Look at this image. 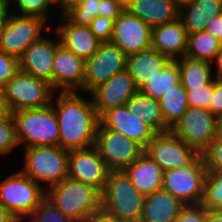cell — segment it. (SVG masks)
I'll return each instance as SVG.
<instances>
[{"mask_svg": "<svg viewBox=\"0 0 222 222\" xmlns=\"http://www.w3.org/2000/svg\"><path fill=\"white\" fill-rule=\"evenodd\" d=\"M51 104L59 125L58 145L68 151L95 146L99 117L92 100L77 91L61 92Z\"/></svg>", "mask_w": 222, "mask_h": 222, "instance_id": "1", "label": "cell"}, {"mask_svg": "<svg viewBox=\"0 0 222 222\" xmlns=\"http://www.w3.org/2000/svg\"><path fill=\"white\" fill-rule=\"evenodd\" d=\"M46 198L75 222H84L101 209V192L69 177L47 189Z\"/></svg>", "mask_w": 222, "mask_h": 222, "instance_id": "2", "label": "cell"}, {"mask_svg": "<svg viewBox=\"0 0 222 222\" xmlns=\"http://www.w3.org/2000/svg\"><path fill=\"white\" fill-rule=\"evenodd\" d=\"M144 198L124 171H110L101 192V209L120 221H140Z\"/></svg>", "mask_w": 222, "mask_h": 222, "instance_id": "3", "label": "cell"}, {"mask_svg": "<svg viewBox=\"0 0 222 222\" xmlns=\"http://www.w3.org/2000/svg\"><path fill=\"white\" fill-rule=\"evenodd\" d=\"M18 144L24 148L58 146L59 125L52 104L44 108L13 111Z\"/></svg>", "mask_w": 222, "mask_h": 222, "instance_id": "4", "label": "cell"}, {"mask_svg": "<svg viewBox=\"0 0 222 222\" xmlns=\"http://www.w3.org/2000/svg\"><path fill=\"white\" fill-rule=\"evenodd\" d=\"M24 149V166L21 172L38 184H45V190L68 177V150L59 145Z\"/></svg>", "mask_w": 222, "mask_h": 222, "instance_id": "5", "label": "cell"}, {"mask_svg": "<svg viewBox=\"0 0 222 222\" xmlns=\"http://www.w3.org/2000/svg\"><path fill=\"white\" fill-rule=\"evenodd\" d=\"M46 198V190L20 170L0 181V203L19 222H24Z\"/></svg>", "mask_w": 222, "mask_h": 222, "instance_id": "6", "label": "cell"}, {"mask_svg": "<svg viewBox=\"0 0 222 222\" xmlns=\"http://www.w3.org/2000/svg\"><path fill=\"white\" fill-rule=\"evenodd\" d=\"M207 167L203 154L190 164L164 171L162 190L169 192L184 204H202Z\"/></svg>", "mask_w": 222, "mask_h": 222, "instance_id": "7", "label": "cell"}, {"mask_svg": "<svg viewBox=\"0 0 222 222\" xmlns=\"http://www.w3.org/2000/svg\"><path fill=\"white\" fill-rule=\"evenodd\" d=\"M2 89L11 112L44 108L51 104L55 95L48 82L21 70Z\"/></svg>", "mask_w": 222, "mask_h": 222, "instance_id": "8", "label": "cell"}, {"mask_svg": "<svg viewBox=\"0 0 222 222\" xmlns=\"http://www.w3.org/2000/svg\"><path fill=\"white\" fill-rule=\"evenodd\" d=\"M170 131L203 154L219 132V119L207 108L189 107Z\"/></svg>", "mask_w": 222, "mask_h": 222, "instance_id": "9", "label": "cell"}, {"mask_svg": "<svg viewBox=\"0 0 222 222\" xmlns=\"http://www.w3.org/2000/svg\"><path fill=\"white\" fill-rule=\"evenodd\" d=\"M47 21L38 16L9 13L0 28V49L19 58L41 36Z\"/></svg>", "mask_w": 222, "mask_h": 222, "instance_id": "10", "label": "cell"}, {"mask_svg": "<svg viewBox=\"0 0 222 222\" xmlns=\"http://www.w3.org/2000/svg\"><path fill=\"white\" fill-rule=\"evenodd\" d=\"M95 147L110 171H123L145 151L135 141L105 128L100 122L96 131Z\"/></svg>", "mask_w": 222, "mask_h": 222, "instance_id": "11", "label": "cell"}, {"mask_svg": "<svg viewBox=\"0 0 222 222\" xmlns=\"http://www.w3.org/2000/svg\"><path fill=\"white\" fill-rule=\"evenodd\" d=\"M127 55L111 41L101 42L98 50L85 60L83 92L88 94L126 69Z\"/></svg>", "mask_w": 222, "mask_h": 222, "instance_id": "12", "label": "cell"}, {"mask_svg": "<svg viewBox=\"0 0 222 222\" xmlns=\"http://www.w3.org/2000/svg\"><path fill=\"white\" fill-rule=\"evenodd\" d=\"M163 171L190 164L199 153L171 131L156 134L144 151Z\"/></svg>", "mask_w": 222, "mask_h": 222, "instance_id": "13", "label": "cell"}, {"mask_svg": "<svg viewBox=\"0 0 222 222\" xmlns=\"http://www.w3.org/2000/svg\"><path fill=\"white\" fill-rule=\"evenodd\" d=\"M110 170L95 146L69 151L68 177L103 191Z\"/></svg>", "mask_w": 222, "mask_h": 222, "instance_id": "14", "label": "cell"}, {"mask_svg": "<svg viewBox=\"0 0 222 222\" xmlns=\"http://www.w3.org/2000/svg\"><path fill=\"white\" fill-rule=\"evenodd\" d=\"M152 28L126 9L115 19L111 42L127 56L151 48Z\"/></svg>", "mask_w": 222, "mask_h": 222, "instance_id": "15", "label": "cell"}, {"mask_svg": "<svg viewBox=\"0 0 222 222\" xmlns=\"http://www.w3.org/2000/svg\"><path fill=\"white\" fill-rule=\"evenodd\" d=\"M138 90L133 77L125 69L94 88L89 95L100 118L109 109L125 105Z\"/></svg>", "mask_w": 222, "mask_h": 222, "instance_id": "16", "label": "cell"}, {"mask_svg": "<svg viewBox=\"0 0 222 222\" xmlns=\"http://www.w3.org/2000/svg\"><path fill=\"white\" fill-rule=\"evenodd\" d=\"M58 42L41 36L33 42L19 57V69L29 73L37 79L48 82L53 88V59L57 47L61 44L60 38Z\"/></svg>", "mask_w": 222, "mask_h": 222, "instance_id": "17", "label": "cell"}, {"mask_svg": "<svg viewBox=\"0 0 222 222\" xmlns=\"http://www.w3.org/2000/svg\"><path fill=\"white\" fill-rule=\"evenodd\" d=\"M99 121L105 128L123 134L144 149L156 135L137 115L130 113L126 105L109 109Z\"/></svg>", "mask_w": 222, "mask_h": 222, "instance_id": "18", "label": "cell"}, {"mask_svg": "<svg viewBox=\"0 0 222 222\" xmlns=\"http://www.w3.org/2000/svg\"><path fill=\"white\" fill-rule=\"evenodd\" d=\"M85 60L67 50L62 44L53 59V89L61 92L83 91ZM59 89V90H58Z\"/></svg>", "mask_w": 222, "mask_h": 222, "instance_id": "19", "label": "cell"}, {"mask_svg": "<svg viewBox=\"0 0 222 222\" xmlns=\"http://www.w3.org/2000/svg\"><path fill=\"white\" fill-rule=\"evenodd\" d=\"M151 47L171 61L184 57L188 47V32L182 21L178 18L152 28Z\"/></svg>", "mask_w": 222, "mask_h": 222, "instance_id": "20", "label": "cell"}, {"mask_svg": "<svg viewBox=\"0 0 222 222\" xmlns=\"http://www.w3.org/2000/svg\"><path fill=\"white\" fill-rule=\"evenodd\" d=\"M62 22L55 28L61 44L76 56L87 60L99 48L101 41L90 30L89 26L70 23L63 15Z\"/></svg>", "mask_w": 222, "mask_h": 222, "instance_id": "21", "label": "cell"}, {"mask_svg": "<svg viewBox=\"0 0 222 222\" xmlns=\"http://www.w3.org/2000/svg\"><path fill=\"white\" fill-rule=\"evenodd\" d=\"M180 0H133L126 8L154 28L179 18Z\"/></svg>", "mask_w": 222, "mask_h": 222, "instance_id": "22", "label": "cell"}, {"mask_svg": "<svg viewBox=\"0 0 222 222\" xmlns=\"http://www.w3.org/2000/svg\"><path fill=\"white\" fill-rule=\"evenodd\" d=\"M123 171L144 196L162 189L164 171L145 152Z\"/></svg>", "mask_w": 222, "mask_h": 222, "instance_id": "23", "label": "cell"}, {"mask_svg": "<svg viewBox=\"0 0 222 222\" xmlns=\"http://www.w3.org/2000/svg\"><path fill=\"white\" fill-rule=\"evenodd\" d=\"M222 13V0H180L179 19L188 34L205 30L214 16Z\"/></svg>", "mask_w": 222, "mask_h": 222, "instance_id": "24", "label": "cell"}, {"mask_svg": "<svg viewBox=\"0 0 222 222\" xmlns=\"http://www.w3.org/2000/svg\"><path fill=\"white\" fill-rule=\"evenodd\" d=\"M185 205L169 192L162 189L155 191L144 198L140 222H176Z\"/></svg>", "mask_w": 222, "mask_h": 222, "instance_id": "25", "label": "cell"}, {"mask_svg": "<svg viewBox=\"0 0 222 222\" xmlns=\"http://www.w3.org/2000/svg\"><path fill=\"white\" fill-rule=\"evenodd\" d=\"M171 60L152 47L127 56L126 69L140 89L148 80L160 73Z\"/></svg>", "mask_w": 222, "mask_h": 222, "instance_id": "26", "label": "cell"}, {"mask_svg": "<svg viewBox=\"0 0 222 222\" xmlns=\"http://www.w3.org/2000/svg\"><path fill=\"white\" fill-rule=\"evenodd\" d=\"M130 113L147 124L156 134L170 131L162 115L160 102L156 98L149 97L138 90L125 104Z\"/></svg>", "mask_w": 222, "mask_h": 222, "instance_id": "27", "label": "cell"}, {"mask_svg": "<svg viewBox=\"0 0 222 222\" xmlns=\"http://www.w3.org/2000/svg\"><path fill=\"white\" fill-rule=\"evenodd\" d=\"M179 66L180 83L188 91L210 84L214 78L211 62L182 57L176 60Z\"/></svg>", "mask_w": 222, "mask_h": 222, "instance_id": "28", "label": "cell"}, {"mask_svg": "<svg viewBox=\"0 0 222 222\" xmlns=\"http://www.w3.org/2000/svg\"><path fill=\"white\" fill-rule=\"evenodd\" d=\"M222 49V42L203 30L188 34V47L185 57L213 63L217 53Z\"/></svg>", "mask_w": 222, "mask_h": 222, "instance_id": "29", "label": "cell"}, {"mask_svg": "<svg viewBox=\"0 0 222 222\" xmlns=\"http://www.w3.org/2000/svg\"><path fill=\"white\" fill-rule=\"evenodd\" d=\"M165 123L172 128L189 108L187 90L181 83L172 86L168 92L159 99Z\"/></svg>", "mask_w": 222, "mask_h": 222, "instance_id": "30", "label": "cell"}, {"mask_svg": "<svg viewBox=\"0 0 222 222\" xmlns=\"http://www.w3.org/2000/svg\"><path fill=\"white\" fill-rule=\"evenodd\" d=\"M180 83V72L177 61H170L156 76L148 80L139 90L149 97L159 100L172 86Z\"/></svg>", "mask_w": 222, "mask_h": 222, "instance_id": "31", "label": "cell"}, {"mask_svg": "<svg viewBox=\"0 0 222 222\" xmlns=\"http://www.w3.org/2000/svg\"><path fill=\"white\" fill-rule=\"evenodd\" d=\"M101 0H80L66 8L63 15L70 23L79 26H89L90 22L100 16Z\"/></svg>", "mask_w": 222, "mask_h": 222, "instance_id": "32", "label": "cell"}, {"mask_svg": "<svg viewBox=\"0 0 222 222\" xmlns=\"http://www.w3.org/2000/svg\"><path fill=\"white\" fill-rule=\"evenodd\" d=\"M202 205L211 211H222V171L207 170Z\"/></svg>", "mask_w": 222, "mask_h": 222, "instance_id": "33", "label": "cell"}, {"mask_svg": "<svg viewBox=\"0 0 222 222\" xmlns=\"http://www.w3.org/2000/svg\"><path fill=\"white\" fill-rule=\"evenodd\" d=\"M26 218L30 219V222H75L55 207L47 198Z\"/></svg>", "mask_w": 222, "mask_h": 222, "instance_id": "34", "label": "cell"}, {"mask_svg": "<svg viewBox=\"0 0 222 222\" xmlns=\"http://www.w3.org/2000/svg\"><path fill=\"white\" fill-rule=\"evenodd\" d=\"M19 15L38 16L48 22V7L57 5V0H13ZM51 4V5H50Z\"/></svg>", "mask_w": 222, "mask_h": 222, "instance_id": "35", "label": "cell"}, {"mask_svg": "<svg viewBox=\"0 0 222 222\" xmlns=\"http://www.w3.org/2000/svg\"><path fill=\"white\" fill-rule=\"evenodd\" d=\"M18 144L16 123L13 115L0 121V155L10 153Z\"/></svg>", "mask_w": 222, "mask_h": 222, "instance_id": "36", "label": "cell"}, {"mask_svg": "<svg viewBox=\"0 0 222 222\" xmlns=\"http://www.w3.org/2000/svg\"><path fill=\"white\" fill-rule=\"evenodd\" d=\"M213 94L214 80L208 85L191 88V90L187 91L188 106L208 109Z\"/></svg>", "mask_w": 222, "mask_h": 222, "instance_id": "37", "label": "cell"}, {"mask_svg": "<svg viewBox=\"0 0 222 222\" xmlns=\"http://www.w3.org/2000/svg\"><path fill=\"white\" fill-rule=\"evenodd\" d=\"M203 156L207 170L222 171V133L220 131Z\"/></svg>", "mask_w": 222, "mask_h": 222, "instance_id": "38", "label": "cell"}, {"mask_svg": "<svg viewBox=\"0 0 222 222\" xmlns=\"http://www.w3.org/2000/svg\"><path fill=\"white\" fill-rule=\"evenodd\" d=\"M19 70V58L0 49V88H3Z\"/></svg>", "mask_w": 222, "mask_h": 222, "instance_id": "39", "label": "cell"}, {"mask_svg": "<svg viewBox=\"0 0 222 222\" xmlns=\"http://www.w3.org/2000/svg\"><path fill=\"white\" fill-rule=\"evenodd\" d=\"M114 19L97 16L89 24L90 30L101 41H111L114 30Z\"/></svg>", "mask_w": 222, "mask_h": 222, "instance_id": "40", "label": "cell"}, {"mask_svg": "<svg viewBox=\"0 0 222 222\" xmlns=\"http://www.w3.org/2000/svg\"><path fill=\"white\" fill-rule=\"evenodd\" d=\"M176 222H206V208L202 204L185 205Z\"/></svg>", "mask_w": 222, "mask_h": 222, "instance_id": "41", "label": "cell"}, {"mask_svg": "<svg viewBox=\"0 0 222 222\" xmlns=\"http://www.w3.org/2000/svg\"><path fill=\"white\" fill-rule=\"evenodd\" d=\"M218 119L222 117V80L214 79V94L208 108Z\"/></svg>", "mask_w": 222, "mask_h": 222, "instance_id": "42", "label": "cell"}, {"mask_svg": "<svg viewBox=\"0 0 222 222\" xmlns=\"http://www.w3.org/2000/svg\"><path fill=\"white\" fill-rule=\"evenodd\" d=\"M125 8L117 0H101L100 16L116 19Z\"/></svg>", "mask_w": 222, "mask_h": 222, "instance_id": "43", "label": "cell"}, {"mask_svg": "<svg viewBox=\"0 0 222 222\" xmlns=\"http://www.w3.org/2000/svg\"><path fill=\"white\" fill-rule=\"evenodd\" d=\"M205 31L222 42V13L211 18L205 27Z\"/></svg>", "mask_w": 222, "mask_h": 222, "instance_id": "44", "label": "cell"}, {"mask_svg": "<svg viewBox=\"0 0 222 222\" xmlns=\"http://www.w3.org/2000/svg\"><path fill=\"white\" fill-rule=\"evenodd\" d=\"M84 222H120V220L100 209L90 215Z\"/></svg>", "mask_w": 222, "mask_h": 222, "instance_id": "45", "label": "cell"}, {"mask_svg": "<svg viewBox=\"0 0 222 222\" xmlns=\"http://www.w3.org/2000/svg\"><path fill=\"white\" fill-rule=\"evenodd\" d=\"M12 114L4 96L3 89L0 88V121L8 118Z\"/></svg>", "mask_w": 222, "mask_h": 222, "instance_id": "46", "label": "cell"}, {"mask_svg": "<svg viewBox=\"0 0 222 222\" xmlns=\"http://www.w3.org/2000/svg\"><path fill=\"white\" fill-rule=\"evenodd\" d=\"M9 7L10 4L8 0H0V28L3 26L10 13Z\"/></svg>", "mask_w": 222, "mask_h": 222, "instance_id": "47", "label": "cell"}, {"mask_svg": "<svg viewBox=\"0 0 222 222\" xmlns=\"http://www.w3.org/2000/svg\"><path fill=\"white\" fill-rule=\"evenodd\" d=\"M0 222H19V221L0 203Z\"/></svg>", "mask_w": 222, "mask_h": 222, "instance_id": "48", "label": "cell"}, {"mask_svg": "<svg viewBox=\"0 0 222 222\" xmlns=\"http://www.w3.org/2000/svg\"><path fill=\"white\" fill-rule=\"evenodd\" d=\"M216 64V76H214L215 79H220L222 80V49L217 53L214 61Z\"/></svg>", "mask_w": 222, "mask_h": 222, "instance_id": "49", "label": "cell"}, {"mask_svg": "<svg viewBox=\"0 0 222 222\" xmlns=\"http://www.w3.org/2000/svg\"><path fill=\"white\" fill-rule=\"evenodd\" d=\"M206 222H222V211H211L206 209Z\"/></svg>", "mask_w": 222, "mask_h": 222, "instance_id": "50", "label": "cell"}, {"mask_svg": "<svg viewBox=\"0 0 222 222\" xmlns=\"http://www.w3.org/2000/svg\"><path fill=\"white\" fill-rule=\"evenodd\" d=\"M80 0H57L58 8H61V13L71 5L78 3Z\"/></svg>", "mask_w": 222, "mask_h": 222, "instance_id": "51", "label": "cell"}, {"mask_svg": "<svg viewBox=\"0 0 222 222\" xmlns=\"http://www.w3.org/2000/svg\"><path fill=\"white\" fill-rule=\"evenodd\" d=\"M125 9L133 0H117Z\"/></svg>", "mask_w": 222, "mask_h": 222, "instance_id": "52", "label": "cell"}, {"mask_svg": "<svg viewBox=\"0 0 222 222\" xmlns=\"http://www.w3.org/2000/svg\"><path fill=\"white\" fill-rule=\"evenodd\" d=\"M219 131L222 133V117L219 119Z\"/></svg>", "mask_w": 222, "mask_h": 222, "instance_id": "53", "label": "cell"}, {"mask_svg": "<svg viewBox=\"0 0 222 222\" xmlns=\"http://www.w3.org/2000/svg\"><path fill=\"white\" fill-rule=\"evenodd\" d=\"M120 222H140V221H120Z\"/></svg>", "mask_w": 222, "mask_h": 222, "instance_id": "54", "label": "cell"}]
</instances>
